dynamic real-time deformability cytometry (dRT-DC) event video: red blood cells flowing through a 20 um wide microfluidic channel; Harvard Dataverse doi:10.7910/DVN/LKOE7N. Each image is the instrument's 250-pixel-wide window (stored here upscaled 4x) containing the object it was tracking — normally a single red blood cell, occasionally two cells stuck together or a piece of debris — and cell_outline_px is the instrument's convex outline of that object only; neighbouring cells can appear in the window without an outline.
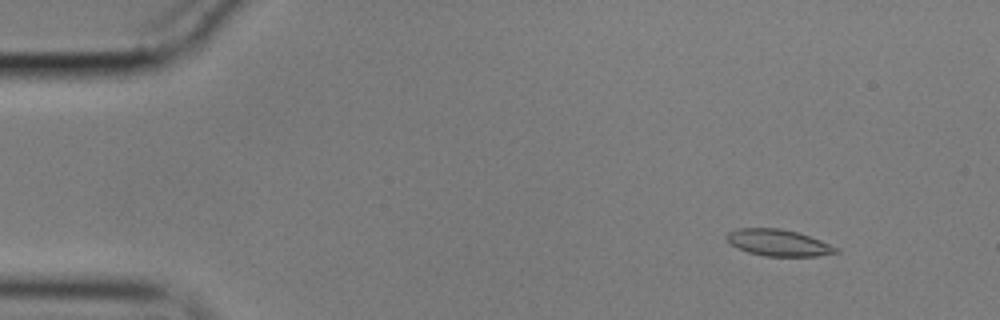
{"species": "common noctule bat (a hibernating species)", "species_latin": "Nyctalus noctula", "temperature_condition": "cold", "stored_images_in_passage": 56, "camera_frame_rate_fps": 3000, "um_per_image_px": 0.085, "animal": {"sex": "male", "body_mass_g": 17.9}, "frame": {"image": 1, "passage_image": 6, "time_ms": 1.667, "image_size_px": [1000, 320], "cell_outline_px": [[840, 252], [816, 256], [764, 256], [748, 252], [732, 244], [724, 236], [728, 232], [736, 228], [780, 228], [796, 232], [820, 240], [840, 248]], "centroid_in_image_um": [66.17, 20.63], "position_along_channel_um": 18.8, "area_um2": 16.82}}
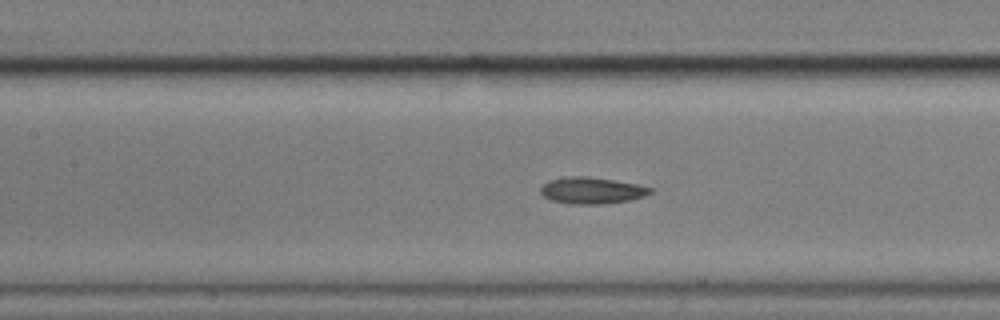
{"frame": {"image": 2, "passage_image": 25, "time_ms": 8.0, "image_size_px": [1000, 320], "cell_outline_px": [[652, 192], [644, 196], [628, 200], [604, 204], [572, 204], [552, 200], [544, 196], [540, 192], [540, 188], [548, 180], [568, 176], [588, 176], [636, 184], [652, 188]], "centroid_in_image_um": [50.27, 16.19], "position_along_channel_um": 157.1, "area_um2": 16.82}}
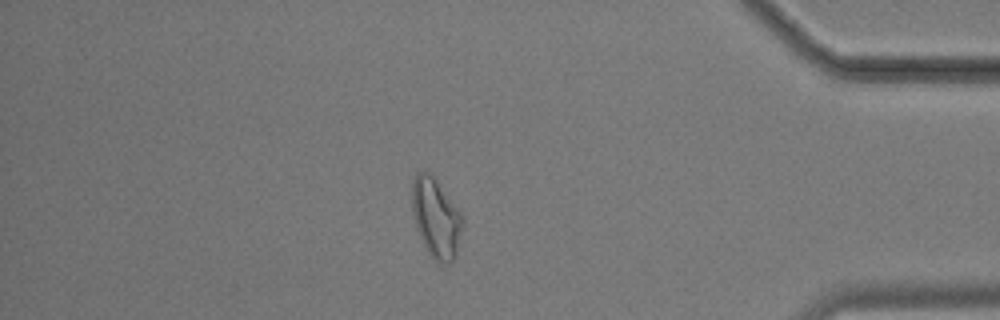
{"frame": {"image": 3, "passage_image": 48, "time_ms": 15.667, "image_size_px": [1000, 320], "cell_outline_px": [[464, 224], [456, 256], [448, 264], [436, 260], [428, 252], [416, 228], [412, 208], [412, 180], [416, 172], [432, 172], [464, 216]], "centroid_in_image_um": [37.09, 18.47], "position_along_channel_um": 398.1, "area_um2": 23.7}, "authors_computed_cell_mechanics": {"area_um2": 16.9643, "velocity_mm_per_s": 3.5798, "shape_relaxation_time_tau1_ms": null, "shape_relaxation_time_tau2_ms": 4.2558, "deformation_change_tau1": null, "deformation_change_tau2": 0.1153}}